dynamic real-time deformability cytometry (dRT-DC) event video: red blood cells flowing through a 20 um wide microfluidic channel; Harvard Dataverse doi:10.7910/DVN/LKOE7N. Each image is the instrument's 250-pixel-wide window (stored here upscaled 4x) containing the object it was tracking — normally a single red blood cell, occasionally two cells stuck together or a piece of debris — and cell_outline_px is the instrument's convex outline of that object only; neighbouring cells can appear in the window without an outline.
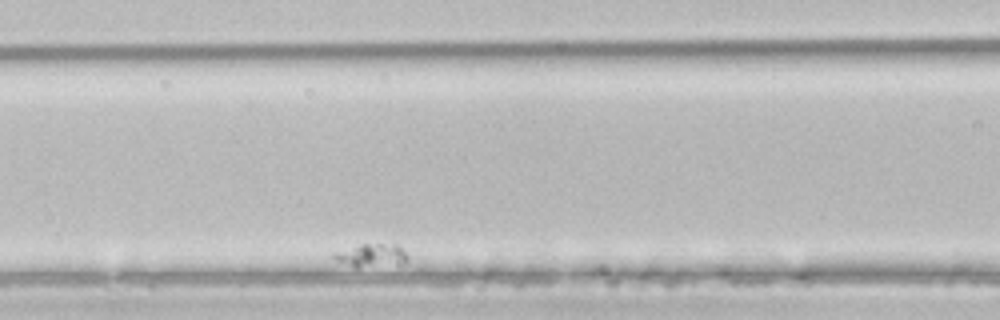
{"species": "common noctule bat (a hibernating species)", "species_latin": "Nyctalus noctula", "temperature_condition": "room temperature", "stored_images_in_passage": 40, "camera_frame_rate_fps": 3000, "um_per_image_px": 0.085, "animal": {"sex": "male", "body_mass_g": 21.5, "forearm_length_mm": 52.0}, "frame": {"image": 1, "passage_image": 11, "time_ms": 3.333, "image_size_px": [1000, 320], "cell_outline_px": [[408, 260], [356, 268], [336, 260], [332, 256], [332, 252], [360, 244], [392, 240], [396, 240], [408, 256]], "centroid_in_image_um": [31.57, 21.6], "position_along_channel_um": 135.0, "area_um2": 10.23}}
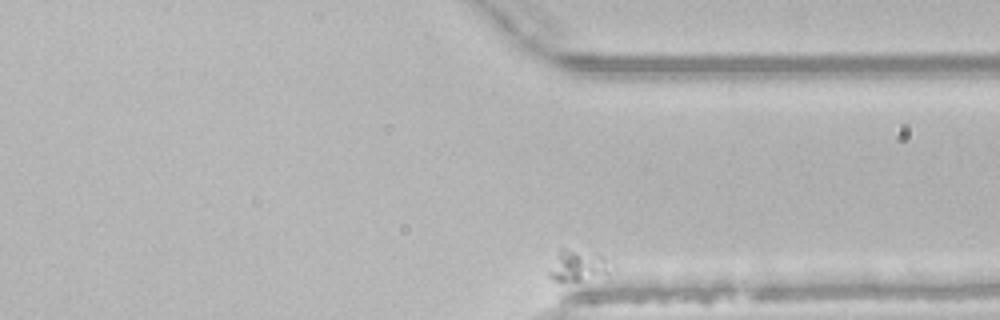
{"frame": {"image": 2, "passage_image": 40, "time_ms": 13.0, "image_size_px": [1000, 320], "cell_outline_px": [[616, 268], [608, 272], [580, 280], [552, 280], [548, 276], [548, 272], [560, 248], [564, 248], [604, 256], [612, 260], [616, 264]], "centroid_in_image_um": [49.19, 22.56], "position_along_channel_um": 362.2, "area_um2": 11.1}}